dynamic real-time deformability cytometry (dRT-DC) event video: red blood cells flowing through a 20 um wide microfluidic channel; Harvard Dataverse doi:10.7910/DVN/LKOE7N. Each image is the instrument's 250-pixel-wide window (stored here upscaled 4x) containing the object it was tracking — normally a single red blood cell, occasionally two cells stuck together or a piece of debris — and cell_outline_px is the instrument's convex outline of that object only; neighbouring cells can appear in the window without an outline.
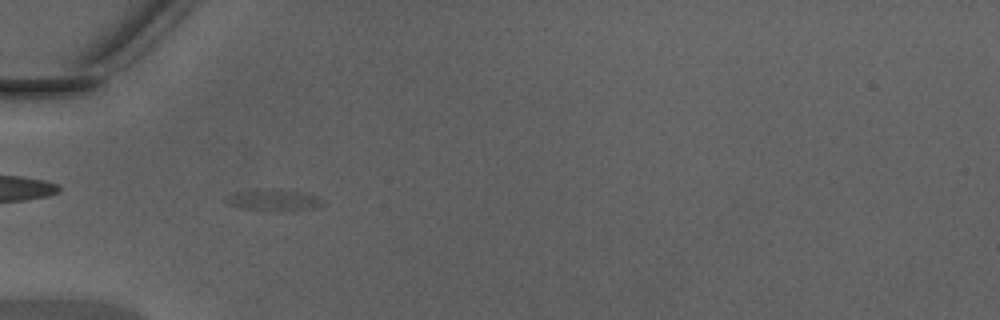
{"species": "Egyptian fruit bat (a non-hibernating species)", "species_latin": "Rousettus aegyptiacus", "temperature_condition": "warm", "stored_images_in_passage": 38, "camera_frame_rate_fps": 3000, "um_per_image_px": 0.085, "animal": {"sex": "male"}, "frame": {"image": 1, "passage_image": 6, "time_ms": 1.667, "image_size_px": [1000, 320], "cell_outline_px": [[320, 204], [312, 208], [244, 208], [228, 204], [228, 196], [236, 192], [268, 188], [272, 188], [304, 192], [316, 196], [320, 200]], "centroid_in_image_um": [23.22, 16.93], "position_along_channel_um": 61.8, "area_um2": 10.87}}
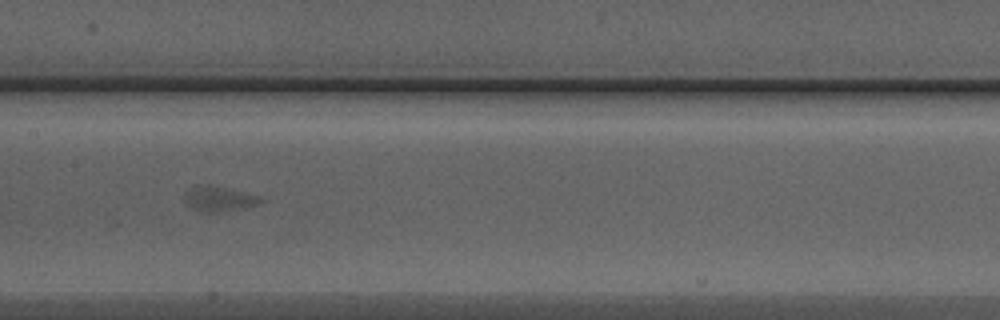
{"frame": {"image": 2, "passage_image": 15, "time_ms": 4.667, "image_size_px": [1000, 320], "cell_outline_px": [[264, 200], [256, 204], [216, 212], [204, 212], [188, 204], [184, 196], [184, 192], [192, 188], [208, 184], [256, 196]], "centroid_in_image_um": [18.55, 16.89], "position_along_channel_um": 188.9, "area_um2": 10.17}}
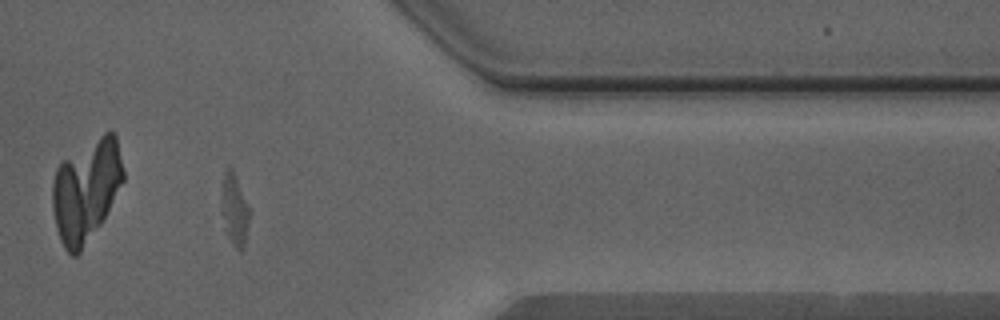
{"frame": {"image": 3, "passage_image": 30, "time_ms": 9.667, "image_size_px": [1000, 320], "cell_outline_px": [[248, 224], [244, 248], [240, 252], [232, 244], [228, 236], [224, 216], [224, 172], [228, 164], [232, 168], [248, 208]], "centroid_in_image_um": [19.97, 17.88], "position_along_channel_um": 391.4, "area_um2": 10.46}, "authors_computed_cell_mechanics": {"area_um2": 10.8664, "velocity_mm_per_s": 4.3923, "shape_relaxation_time_tau1_ms": 2.934, "shape_relaxation_time_tau2_ms": null, "deformation_change_tau1": 0.1782, "deformation_change_tau2": null}}